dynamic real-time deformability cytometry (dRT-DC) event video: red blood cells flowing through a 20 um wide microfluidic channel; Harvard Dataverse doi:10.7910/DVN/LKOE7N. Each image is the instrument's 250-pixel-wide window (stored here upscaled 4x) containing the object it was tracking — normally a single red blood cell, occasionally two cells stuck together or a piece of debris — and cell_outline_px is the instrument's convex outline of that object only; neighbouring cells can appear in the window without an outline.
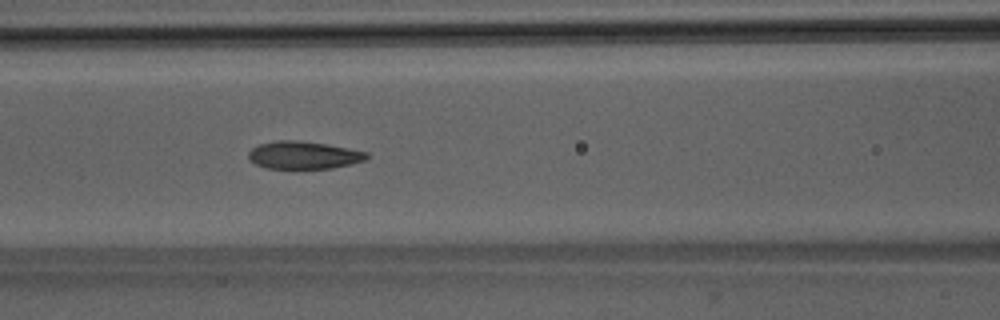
{"species": "Egyptian fruit bat (a non-hibernating species)", "species_latin": "Rousettus aegyptiacus", "temperature_condition": "room temperature", "stored_images_in_passage": 51, "camera_frame_rate_fps": 3000, "um_per_image_px": 0.085, "animal": {"sex": "male"}, "frame": {"image": 1, "passage_image": 22, "time_ms": 7.0, "image_size_px": [1000, 320], "cell_outline_px": [[368, 156], [364, 160], [352, 164], [332, 168], [268, 168], [256, 164], [248, 160], [248, 152], [252, 148], [260, 144], [276, 140], [300, 140], [348, 148], [368, 152]], "centroid_in_image_um": [25.79, 13.18], "position_along_channel_um": 140.8, "area_um2": 18.96}}
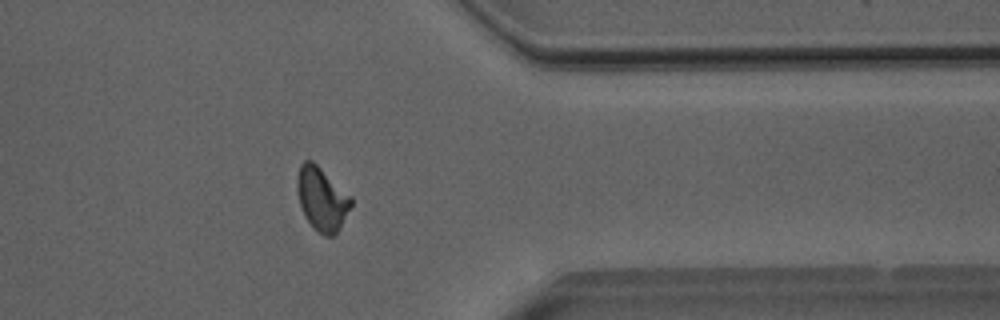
{"frame": {"image": 2, "passage_image": 41, "time_ms": 13.333, "image_size_px": [1000, 320], "cell_outline_px": [[352, 204], [340, 228], [332, 236], [324, 236], [304, 216], [300, 204], [296, 184], [296, 180], [300, 164], [304, 160], [312, 160], [352, 196]], "centroid_in_image_um": [27.36, 16.87], "position_along_channel_um": 384.0, "area_um2": 19.77}}
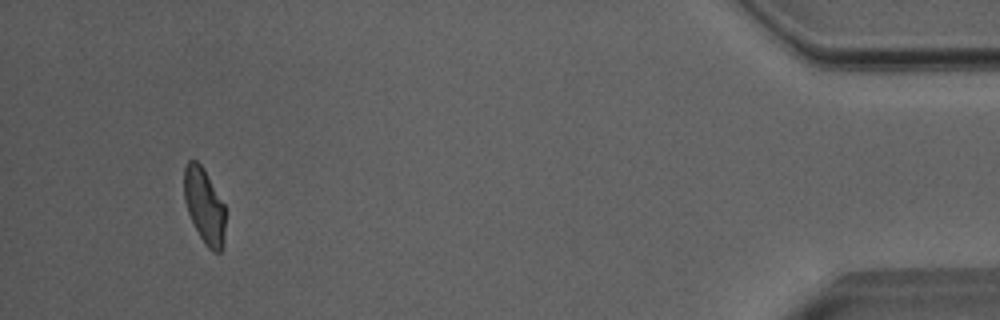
{"frame": {"image": 3, "passage_image": 48, "time_ms": 15.667, "image_size_px": [1000, 320], "cell_outline_px": [[224, 244], [220, 252], [212, 252], [204, 244], [188, 212], [184, 200], [184, 168], [188, 160], [196, 160], [204, 168], [224, 204]], "centroid_in_image_um": [17.36, 17.49], "position_along_channel_um": 417.8, "area_um2": 18.03}, "authors_computed_cell_mechanics": {"area_um2": 19.652, "velocity_mm_per_s": 4.0194, "shape_relaxation_time_tau1_ms": 5.1774, "shape_relaxation_time_tau2_ms": 1.3257, "deformation_change_tau1": 0.1483, "deformation_change_tau2": 0.0731}}